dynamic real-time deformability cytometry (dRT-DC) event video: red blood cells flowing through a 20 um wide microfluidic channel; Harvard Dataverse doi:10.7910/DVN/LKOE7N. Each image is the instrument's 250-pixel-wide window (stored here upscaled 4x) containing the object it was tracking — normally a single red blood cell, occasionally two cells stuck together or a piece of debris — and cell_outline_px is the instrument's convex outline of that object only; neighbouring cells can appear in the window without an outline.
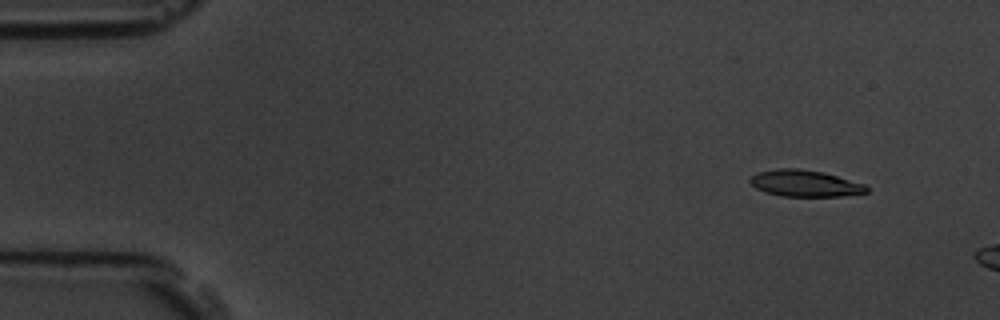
{"species": "common noctule bat (a hibernating species)", "species_latin": "Nyctalus noctula", "temperature_condition": "room temperature", "stored_images_in_passage": 3, "camera_frame_rate_fps": 3000, "um_per_image_px": 0.085, "animal": {"sex": "male", "body_mass_g": 19.5, "forearm_length_mm": 54.6}, "frame": {"image": 1, "passage_image": 1, "time_ms": 0.0, "image_size_px": [1000, 320], "cell_outline_px": [[868, 192], [840, 196], [780, 196], [764, 192], [756, 188], [748, 180], [756, 172], [776, 168], [800, 168], [824, 172], [864, 184], [868, 188]], "centroid_in_image_um": [68.38, 15.57], "position_along_channel_um": 16.6, "area_um2": 18.09}}